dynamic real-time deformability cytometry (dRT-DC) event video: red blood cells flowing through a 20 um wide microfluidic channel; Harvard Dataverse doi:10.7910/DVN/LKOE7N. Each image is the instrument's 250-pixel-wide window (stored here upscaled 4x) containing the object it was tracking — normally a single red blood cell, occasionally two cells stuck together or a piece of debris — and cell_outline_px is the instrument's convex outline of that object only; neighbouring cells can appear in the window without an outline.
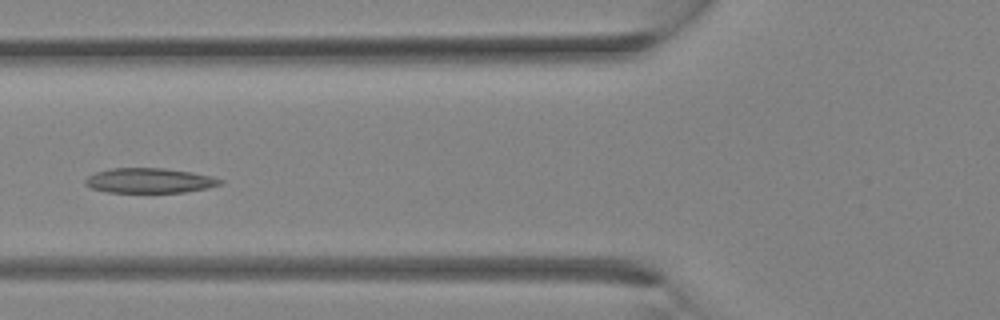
{"species": "Egyptian fruit bat (a non-hibernating species)", "species_latin": "Rousettus aegyptiacus", "temperature_condition": "room temperature", "stored_images_in_passage": 32, "segment_of_instrument_passage": [1, 2], "camera_frame_rate_fps": 3000, "um_per_image_px": 0.085, "animal": {"sex": "female"}, "frame": {"image": 1, "passage_image": 11, "time_ms": 3.333, "image_size_px": [1000, 320], "cell_outline_px": [[224, 184], [208, 188], [184, 192], [108, 192], [92, 188], [84, 184], [84, 180], [88, 176], [96, 172], [112, 168], [164, 168], [192, 172], [212, 176], [224, 180]], "centroid_in_image_um": [12.74, 15.34], "position_along_channel_um": 113.1, "area_um2": 19.65}}
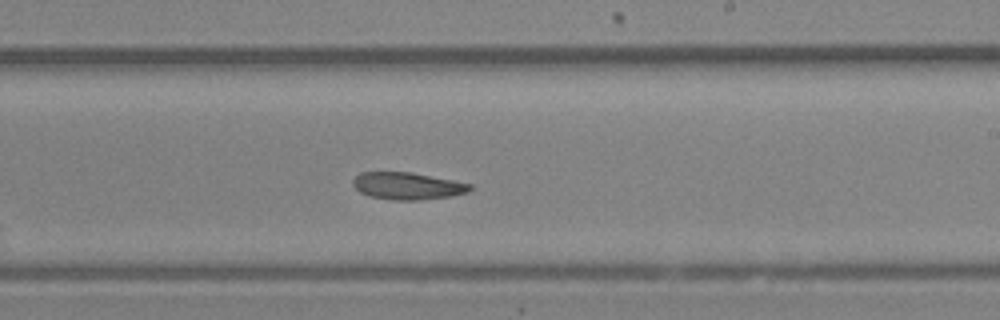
{"frame": {"image": 2, "passage_image": 18, "time_ms": 5.667, "image_size_px": [1000, 320], "cell_outline_px": [[472, 188], [468, 192], [452, 196], [420, 200], [392, 200], [368, 196], [360, 192], [352, 184], [352, 180], [360, 172], [412, 172], [472, 184]], "centroid_in_image_um": [34.62, 15.81], "position_along_channel_um": 254.4, "area_um2": 18.61}}
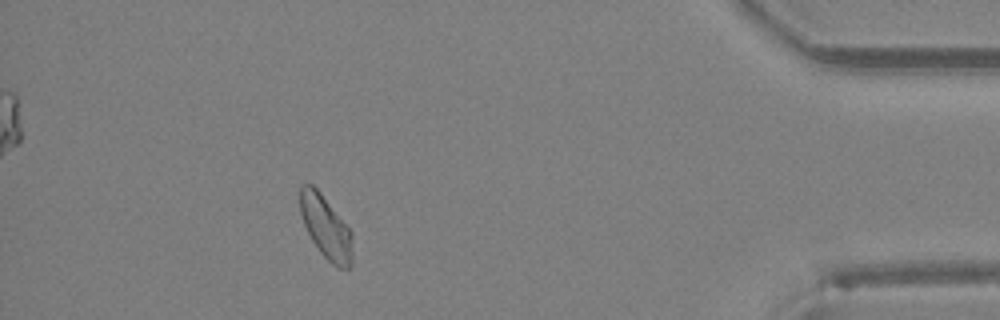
{"frame": {"image": 3, "passage_image": 28, "time_ms": 9.0, "image_size_px": [1000, 320], "cell_outline_px": [[352, 264], [348, 268], [336, 268], [320, 252], [312, 240], [304, 224], [300, 212], [300, 184], [312, 184], [320, 192], [352, 232]], "centroid_in_image_um": [27.7, 19.33], "position_along_channel_um": 407.5, "area_um2": 19.07}}